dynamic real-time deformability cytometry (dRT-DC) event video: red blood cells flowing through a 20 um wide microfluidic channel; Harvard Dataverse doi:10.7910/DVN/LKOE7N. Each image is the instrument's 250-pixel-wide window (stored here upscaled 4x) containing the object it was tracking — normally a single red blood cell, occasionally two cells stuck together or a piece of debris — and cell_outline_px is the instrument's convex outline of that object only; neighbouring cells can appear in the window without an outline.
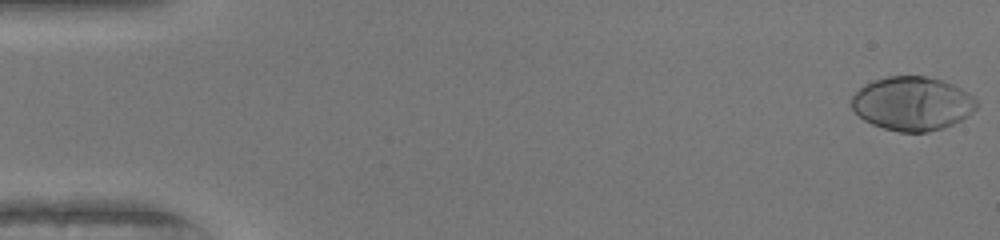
{"species": "human", "species_latin": "Homo sapiens", "temperature_condition": "warm", "stored_images_in_passage": 51, "camera_frame_rate_fps": 3000, "um_per_image_px": 0.085, "donor": {"sex": "female"}, "frame": {"image": 1, "passage_image": 1, "time_ms": 0.0, "image_size_px": [1000, 240], "cell_outline_px": [[980, 104], [968, 116], [952, 124], [928, 132], [900, 132], [884, 128], [872, 124], [864, 120], [852, 108], [852, 96], [864, 84], [872, 80], [888, 76], [924, 76], [940, 80], [952, 84], [968, 92]], "centroid_in_image_um": [77.55, 8.8], "position_along_channel_um": 7.5, "area_um2": 39.07}}
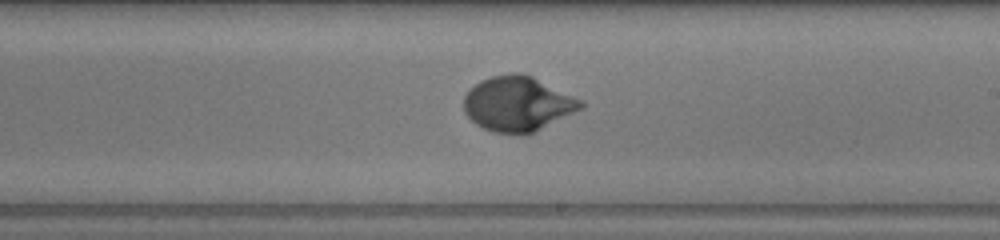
{"frame": {"image": 2, "passage_image": 30, "time_ms": 9.667, "image_size_px": [1000, 240], "cell_outline_px": [[584, 108], [524, 136], [520, 136], [492, 132], [476, 124], [464, 112], [464, 96], [468, 88], [480, 80], [492, 76], [512, 72], [520, 72], [532, 76], [580, 100], [584, 104]], "centroid_in_image_um": [43.95, 8.83], "position_along_channel_um": 245.0, "area_um2": 37.51}}
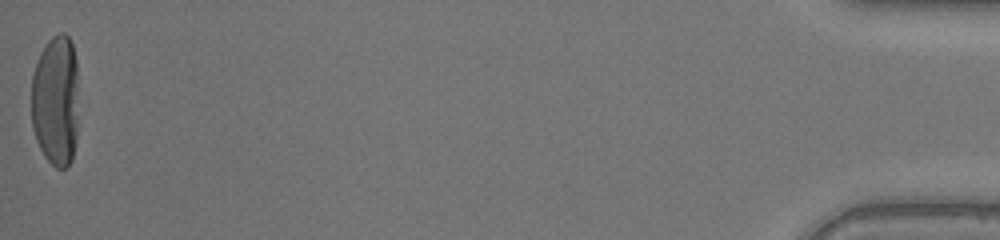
{"frame": {"image": 3, "passage_image": 51, "time_ms": 16.667, "image_size_px": [1000, 240], "cell_outline_px": [[76, 140], [72, 160], [64, 168], [56, 168], [44, 156], [36, 140], [32, 128], [32, 72], [40, 52], [48, 40], [52, 36], [60, 32], [64, 32], [68, 36], [72, 44], [76, 60]], "centroid_in_image_um": [4.71, 8.54], "position_along_channel_um": 430.5, "area_um2": 36.13}, "authors_computed_cell_mechanics": {"area_um2": 36.5874, "velocity_mm_per_s": 4.0995, "shape_relaxation_time_tau1_ms": 2.9067, "shape_relaxation_time_tau2_ms": null, "deformation_change_tau1": 0.2309, "deformation_change_tau2": null}}